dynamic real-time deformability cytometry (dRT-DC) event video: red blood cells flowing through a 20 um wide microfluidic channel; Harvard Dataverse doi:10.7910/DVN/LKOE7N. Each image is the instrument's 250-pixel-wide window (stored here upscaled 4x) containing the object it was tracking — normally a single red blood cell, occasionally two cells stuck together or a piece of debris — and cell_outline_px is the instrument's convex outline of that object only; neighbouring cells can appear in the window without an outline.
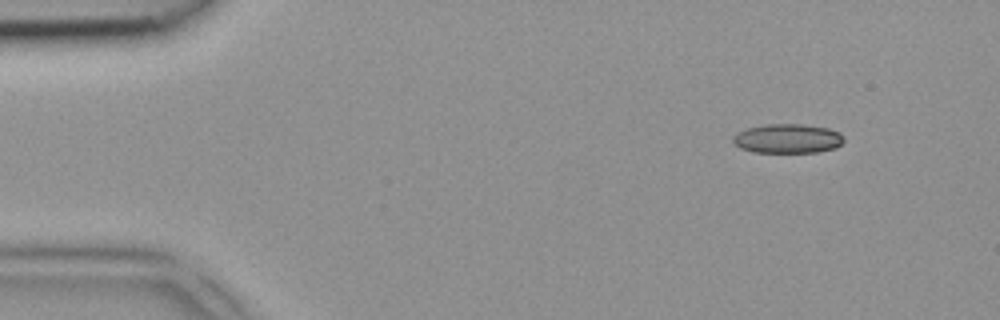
{"species": "common noctule bat (a hibernating species)", "species_latin": "Nyctalus noctula", "temperature_condition": "room temperature", "stored_images_in_passage": 5, "camera_frame_rate_fps": 3000, "um_per_image_px": 0.085, "animal": {"sex": "female", "body_mass_g": 18.4}, "frame": {"image": 1, "passage_image": 1, "time_ms": 0.0, "image_size_px": [1000, 320], "cell_outline_px": [[844, 140], [836, 148], [820, 152], [752, 152], [740, 148], [732, 140], [732, 136], [736, 132], [748, 128], [764, 124], [804, 124], [828, 128], [840, 132], [844, 136]], "centroid_in_image_um": [66.96, 11.77], "position_along_channel_um": 18.0, "area_um2": 19.13}}
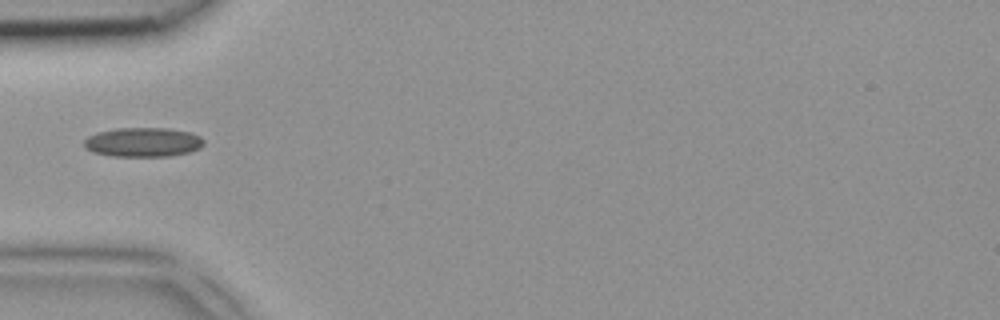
{"frame": {"image": 2, "passage_image": 4, "time_ms": 1.0, "image_size_px": [1000, 320], "cell_outline_px": [[204, 144], [200, 148], [188, 152], [168, 156], [112, 156], [92, 152], [84, 148], [84, 140], [88, 136], [96, 132], [116, 128], [168, 128], [192, 132], [200, 136], [204, 140]], "centroid_in_image_um": [12.14, 12.08], "position_along_channel_um": 72.9, "area_um2": 20.63}}